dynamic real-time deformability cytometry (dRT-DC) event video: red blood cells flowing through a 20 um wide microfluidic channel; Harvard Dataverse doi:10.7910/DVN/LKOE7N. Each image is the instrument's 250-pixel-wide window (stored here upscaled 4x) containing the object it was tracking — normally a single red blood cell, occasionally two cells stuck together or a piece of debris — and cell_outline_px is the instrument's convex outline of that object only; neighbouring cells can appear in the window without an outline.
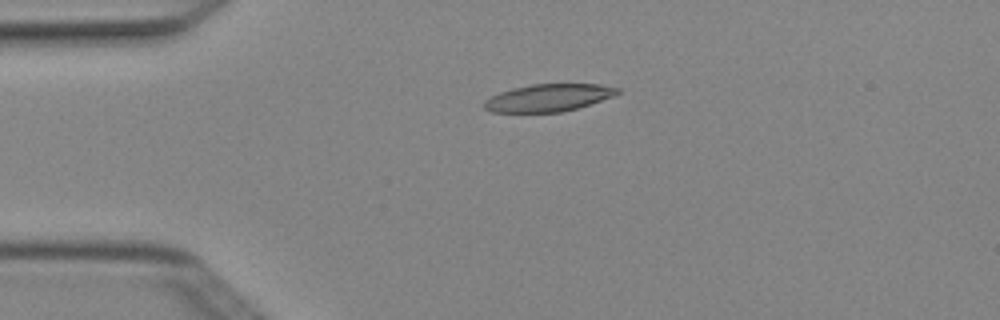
{"species": "Egyptian fruit bat (a non-hibernating species)", "species_latin": "Rousettus aegyptiacus", "temperature_condition": "cold", "stored_images_in_passage": 1, "camera_frame_rate_fps": 3000, "um_per_image_px": 0.085, "animal": {"sex": "female"}, "frame": {"image": 1, "passage_image": 1, "time_ms": 0.0, "image_size_px": [1000, 320], "cell_outline_px": [[620, 92], [616, 96], [576, 108], [560, 112], [492, 112], [484, 108], [484, 100], [500, 92], [512, 88], [532, 84], [600, 84], [620, 88]], "centroid_in_image_um": [46.64, 8.3], "position_along_channel_um": 38.4, "area_um2": 21.27}}